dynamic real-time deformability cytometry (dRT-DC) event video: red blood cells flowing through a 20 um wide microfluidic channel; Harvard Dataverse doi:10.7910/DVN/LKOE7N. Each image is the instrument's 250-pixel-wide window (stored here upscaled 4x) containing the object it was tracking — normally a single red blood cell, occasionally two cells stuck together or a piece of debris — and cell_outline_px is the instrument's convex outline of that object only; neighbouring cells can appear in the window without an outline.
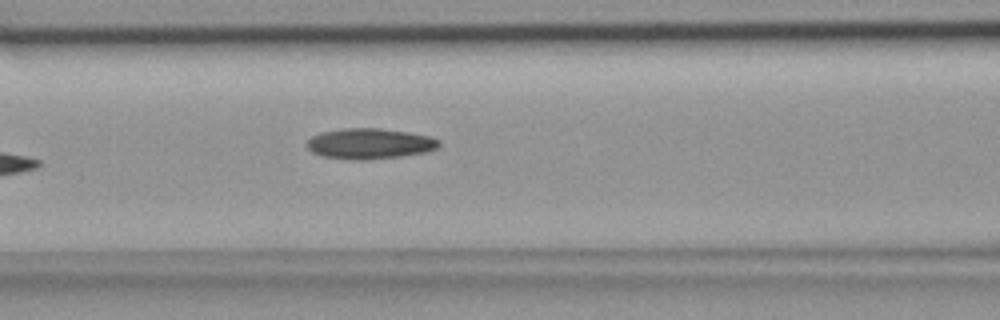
{"species": "common noctule bat (a hibernating species)", "species_latin": "Nyctalus noctula", "temperature_condition": "room temperature", "stored_images_in_passage": 5, "camera_frame_rate_fps": 3000, "um_per_image_px": 0.085, "animal": {"sex": "female", "body_mass_g": 18.4}, "frame": {"image": 1, "passage_image": 4, "time_ms": 1.0, "image_size_px": [1000, 320], "cell_outline_px": [[440, 144], [436, 148], [424, 152], [400, 156], [364, 160], [356, 160], [320, 156], [312, 152], [304, 144], [312, 136], [320, 132], [344, 128], [380, 128], [408, 132], [432, 136], [440, 140]], "centroid_in_image_um": [31.39, 12.2], "position_along_channel_um": 135.2, "area_um2": 23.64}}